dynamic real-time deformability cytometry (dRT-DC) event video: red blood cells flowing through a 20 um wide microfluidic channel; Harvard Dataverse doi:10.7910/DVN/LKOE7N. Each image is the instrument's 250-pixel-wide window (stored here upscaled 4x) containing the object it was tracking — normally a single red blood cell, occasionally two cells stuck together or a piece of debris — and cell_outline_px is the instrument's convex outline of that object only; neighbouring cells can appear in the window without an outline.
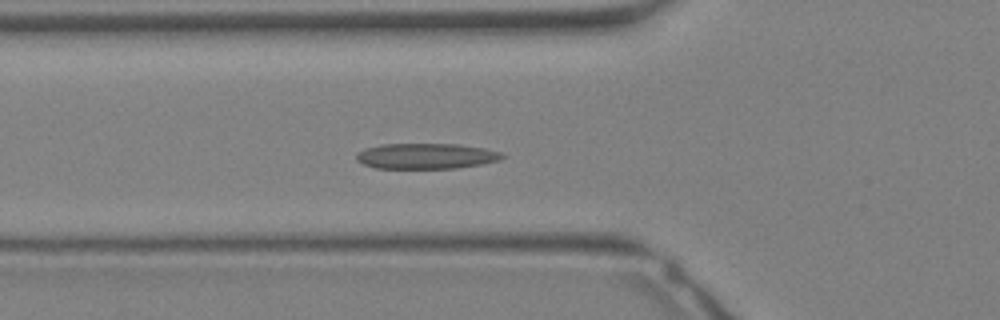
{"species": "Egyptian fruit bat (a non-hibernating species)", "species_latin": "Rousettus aegyptiacus", "temperature_condition": "warm", "stored_images_in_passage": 33, "camera_frame_rate_fps": 3000, "um_per_image_px": 0.085, "animal": {"sex": "female"}, "frame": {"image": 1, "passage_image": 12, "time_ms": 3.667, "image_size_px": [1000, 320], "cell_outline_px": [[504, 156], [500, 160], [480, 164], [456, 168], [376, 168], [364, 164], [356, 160], [356, 152], [364, 148], [384, 144], [460, 144], [484, 148], [500, 152]], "centroid_in_image_um": [36.19, 13.26], "position_along_channel_um": 89.6, "area_um2": 21.68}}
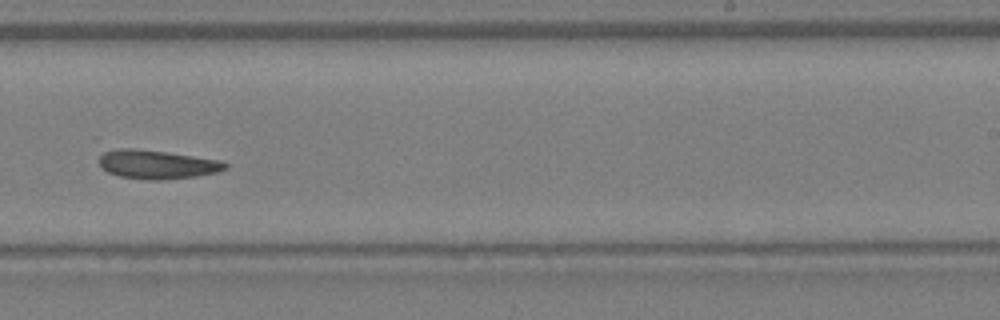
{"frame": {"image": 2, "passage_image": 21, "time_ms": 6.667, "image_size_px": [1000, 320], "cell_outline_px": [[228, 168], [216, 172], [196, 176], [160, 180], [144, 180], [120, 176], [108, 172], [100, 164], [100, 156], [104, 152], [120, 148], [136, 148], [220, 160], [228, 164]], "centroid_in_image_um": [13.35, 13.98], "position_along_channel_um": 275.6, "area_um2": 20.92}}
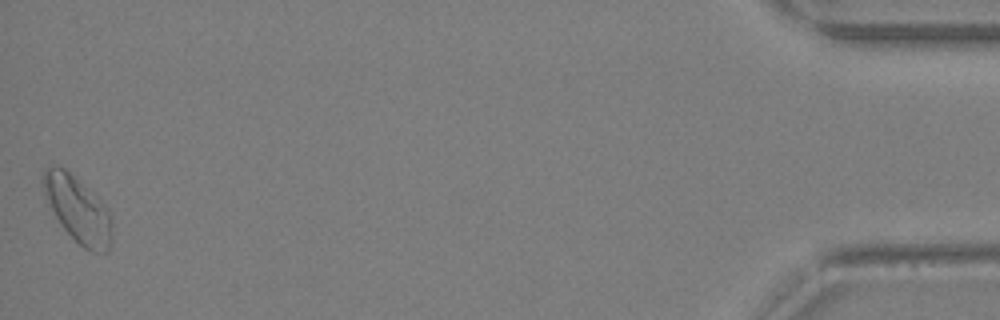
{"frame": {"image": 3, "passage_image": 33, "time_ms": 10.667, "image_size_px": [1000, 320], "cell_outline_px": [[112, 240], [108, 252], [92, 252], [84, 248], [60, 224], [44, 196], [40, 180], [44, 168], [52, 164], [64, 168], [100, 200], [108, 208], [112, 220]], "centroid_in_image_um": [6.59, 17.79], "position_along_channel_um": 428.6, "area_um2": 26.47}}